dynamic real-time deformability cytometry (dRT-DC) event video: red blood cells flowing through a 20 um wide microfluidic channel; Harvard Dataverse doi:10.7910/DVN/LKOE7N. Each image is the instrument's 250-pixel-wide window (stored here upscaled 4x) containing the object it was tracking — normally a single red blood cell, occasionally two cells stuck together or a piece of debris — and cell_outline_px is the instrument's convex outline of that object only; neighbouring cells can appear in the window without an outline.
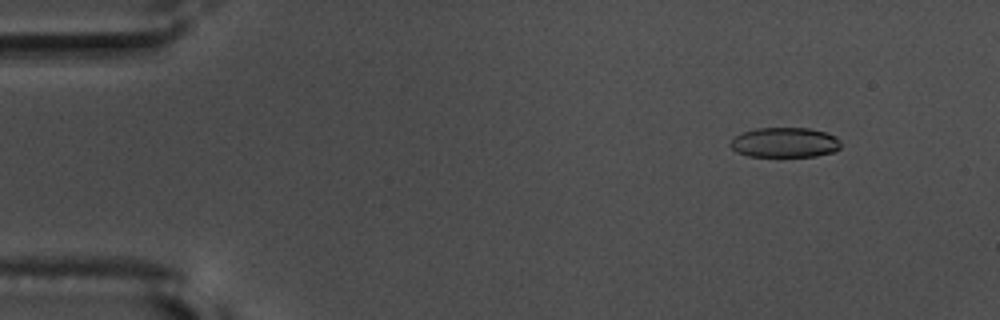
{"species": "common noctule bat (a hibernating species)", "species_latin": "Nyctalus noctula", "temperature_condition": "warm", "stored_images_in_passage": 57, "camera_frame_rate_fps": 3000, "um_per_image_px": 0.085, "animal": {"sex": "male", "body_mass_g": 17.5, "forearm_length_mm": 52.3}, "frame": {"image": 1, "passage_image": 7, "time_ms": 2.0, "image_size_px": [1000, 320], "cell_outline_px": [[840, 148], [832, 152], [816, 156], [748, 156], [736, 152], [728, 144], [736, 136], [744, 132], [756, 128], [808, 128], [824, 132], [836, 136], [840, 140]], "centroid_in_image_um": [66.7, 12.11], "position_along_channel_um": 18.3, "area_um2": 19.19}}
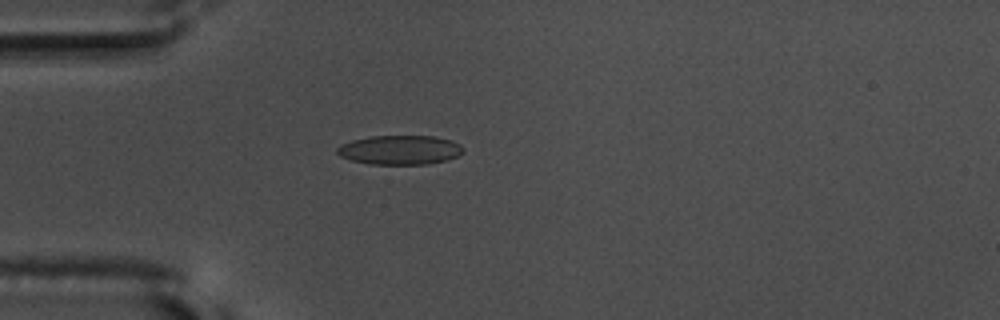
{"frame": {"image": 2, "passage_image": 17, "time_ms": 5.333, "image_size_px": [1000, 320], "cell_outline_px": [[464, 152], [448, 160], [424, 164], [368, 164], [352, 160], [340, 156], [336, 152], [336, 148], [340, 144], [352, 140], [368, 136], [432, 136], [452, 140], [460, 144], [464, 148]], "centroid_in_image_um": [33.98, 12.74], "position_along_channel_um": 51.0, "area_um2": 21.62}}
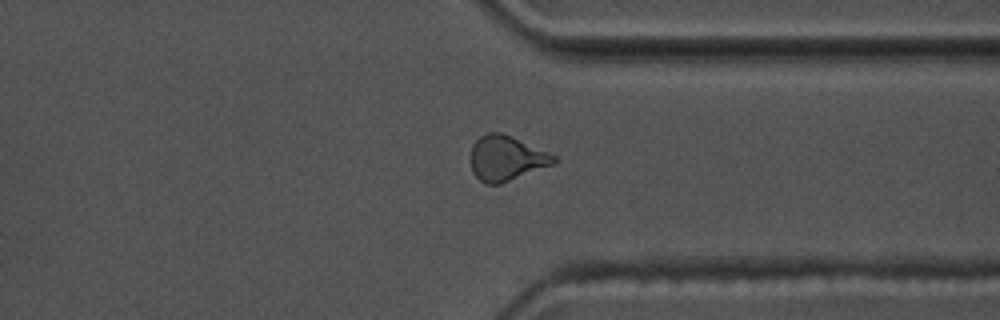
{"frame": {"image": 3, "passage_image": 44, "time_ms": 14.333, "image_size_px": [1000, 320], "cell_outline_px": [[560, 160], [556, 164], [500, 184], [488, 184], [480, 180], [472, 172], [468, 160], [468, 156], [472, 144], [480, 136], [488, 132], [500, 132], [512, 136], [548, 152], [556, 156]], "centroid_in_image_um": [43.02, 13.45], "position_along_channel_um": 368.4, "area_um2": 22.37}, "authors_computed_cell_mechanics": {"area_um2": 20.8658, "velocity_mm_per_s": 3.6525, "shape_relaxation_time_tau1_ms": 7.0701, "shape_relaxation_time_tau2_ms": 1.542, "deformation_change_tau1": 0.1835, "deformation_change_tau2": 0.087}}